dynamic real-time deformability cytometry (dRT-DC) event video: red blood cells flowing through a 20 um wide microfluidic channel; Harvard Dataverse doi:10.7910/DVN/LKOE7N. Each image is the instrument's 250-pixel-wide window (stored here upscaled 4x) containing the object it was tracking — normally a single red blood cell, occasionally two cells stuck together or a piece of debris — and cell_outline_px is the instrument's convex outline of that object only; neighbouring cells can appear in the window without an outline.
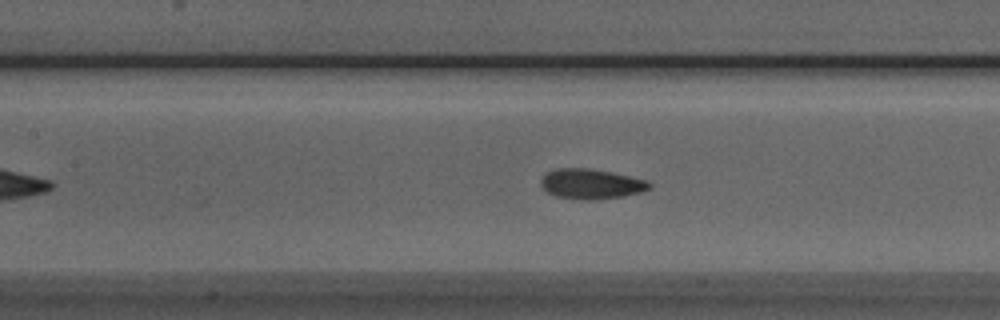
{"species": "Egyptian fruit bat (a non-hibernating species)", "species_latin": "Rousettus aegyptiacus", "temperature_condition": "room temperature", "stored_images_in_passage": 47, "camera_frame_rate_fps": 3000, "um_per_image_px": 0.085, "animal": {"sex": "male"}, "frame": {"image": 1, "passage_image": 17, "time_ms": 5.333, "image_size_px": [1000, 320], "cell_outline_px": [[652, 188], [640, 192], [624, 196], [596, 200], [580, 200], [556, 196], [548, 192], [540, 184], [540, 180], [544, 172], [556, 168], [588, 168], [612, 172], [648, 180], [652, 184]], "centroid_in_image_um": [50.24, 15.63], "position_along_channel_um": 157.2, "area_um2": 19.31}}
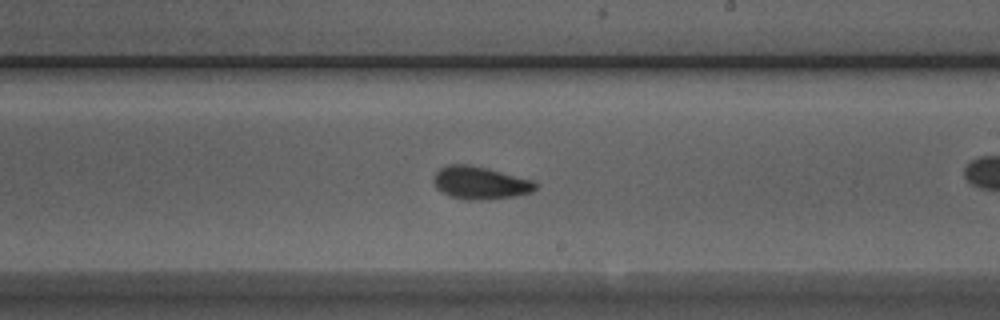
{"frame": {"image": 2, "passage_image": 24, "time_ms": 7.667, "image_size_px": [1000, 320], "cell_outline_px": [[536, 188], [532, 192], [516, 196], [484, 200], [464, 200], [448, 196], [440, 192], [436, 188], [432, 180], [432, 176], [440, 168], [448, 164], [468, 164], [488, 168], [532, 180], [536, 184]], "centroid_in_image_um": [40.75, 15.55], "position_along_channel_um": 248.2, "area_um2": 19.71}}
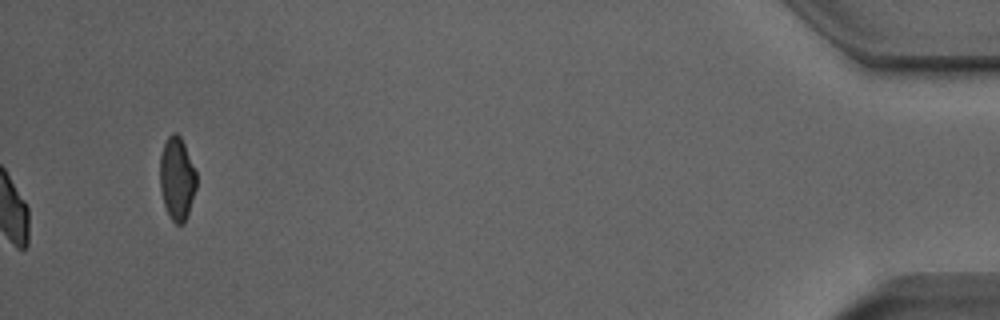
{"frame": {"image": 3, "passage_image": 47, "time_ms": 15.333, "image_size_px": [1000, 320], "cell_outline_px": [[196, 188], [184, 224], [176, 224], [172, 220], [164, 204], [160, 188], [160, 156], [164, 144], [168, 136], [172, 132], [176, 132], [180, 136], [184, 144], [196, 172]], "centroid_in_image_um": [15.03, 15.16], "position_along_channel_um": 420.2, "area_um2": 17.46}, "authors_computed_cell_mechanics": {"area_um2": 18.9006, "velocity_mm_per_s": 3.9134, "shape_relaxation_time_tau1_ms": 3.3046, "shape_relaxation_time_tau2_ms": 3.0037, "deformation_change_tau1": 0.1031, "deformation_change_tau2": 0.0635}}